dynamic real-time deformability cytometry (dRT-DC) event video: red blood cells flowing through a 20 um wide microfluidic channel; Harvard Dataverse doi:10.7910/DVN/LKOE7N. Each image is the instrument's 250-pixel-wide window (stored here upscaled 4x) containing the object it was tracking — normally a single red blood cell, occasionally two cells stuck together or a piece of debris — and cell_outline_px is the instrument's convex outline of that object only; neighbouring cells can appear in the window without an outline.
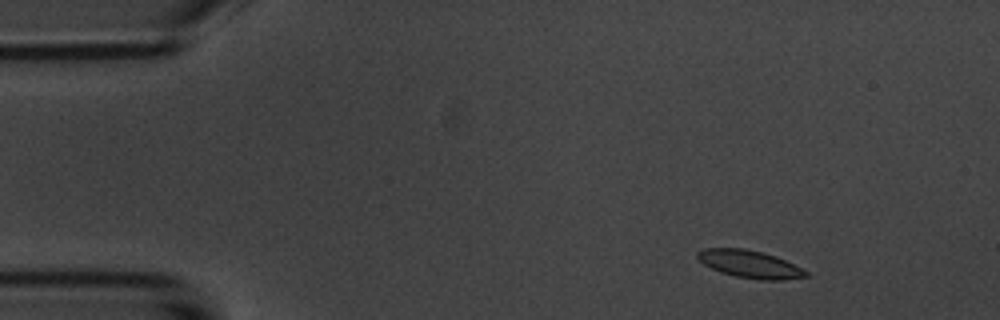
{"species": "common noctule bat (a hibernating species)", "species_latin": "Nyctalus noctula", "temperature_condition": "room temperature", "stored_images_in_passage": 5, "camera_frame_rate_fps": 3000, "um_per_image_px": 0.085, "animal": {"sex": "male", "body_mass_g": 20.1, "forearm_length_mm": 53.5}, "frame": {"image": 1, "passage_image": 1, "time_ms": 0.0, "image_size_px": [1000, 320], "cell_outline_px": [[808, 276], [784, 280], [760, 280], [736, 276], [720, 272], [704, 264], [696, 256], [696, 252], [704, 248], [744, 248], [776, 256], [808, 272]], "centroid_in_image_um": [63.71, 22.45], "position_along_channel_um": 21.3, "area_um2": 17.22}}
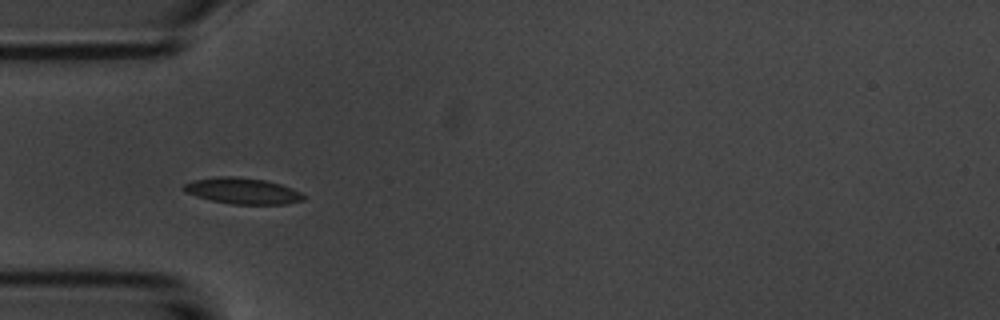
{"frame": {"image": 2, "passage_image": 4, "time_ms": 3.333, "image_size_px": [1000, 320], "cell_outline_px": [[304, 200], [284, 204], [232, 204], [212, 200], [196, 196], [184, 192], [180, 188], [184, 184], [192, 180], [220, 176], [232, 176], [264, 180], [280, 184], [292, 188], [300, 192], [304, 196]], "centroid_in_image_um": [20.57, 16.22], "position_along_channel_um": 64.4, "area_um2": 18.15}}